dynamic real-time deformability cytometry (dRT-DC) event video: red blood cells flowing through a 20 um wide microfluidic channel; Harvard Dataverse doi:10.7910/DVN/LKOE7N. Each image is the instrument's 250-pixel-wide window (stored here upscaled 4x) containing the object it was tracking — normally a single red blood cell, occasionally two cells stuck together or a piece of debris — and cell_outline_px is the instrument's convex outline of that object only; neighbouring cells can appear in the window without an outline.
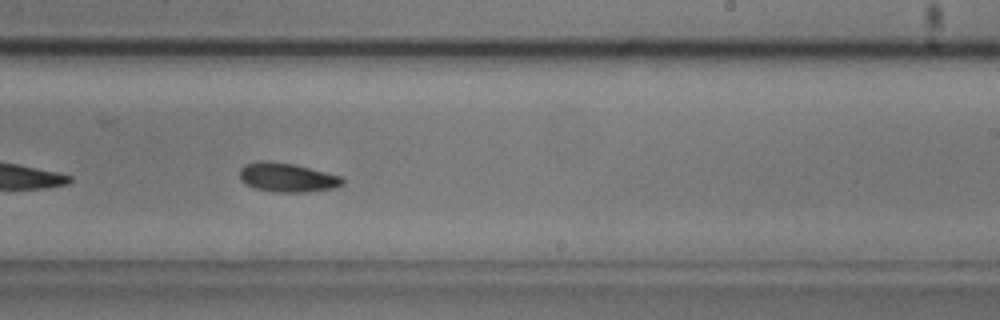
{"species": "common noctule bat (a hibernating species)", "species_latin": "Nyctalus noctula", "temperature_condition": "cold", "stored_images_in_passage": 31, "camera_frame_rate_fps": 3000, "um_per_image_px": 0.085, "animal": {"sex": "male", "body_mass_g": 20.5, "forearm_length_mm": 52.5}, "frame": {"image": 1, "passage_image": 18, "time_ms": 5.667, "image_size_px": [1000, 320], "cell_outline_px": [[344, 184], [336, 188], [304, 192], [272, 192], [256, 188], [244, 184], [240, 180], [240, 168], [244, 164], [260, 160], [268, 160], [292, 164], [340, 176], [344, 180]], "centroid_in_image_um": [24.37, 15.09], "position_along_channel_um": 264.6, "area_um2": 17.46}, "authors_computed_cell_mechanics": {"area_um2": 17.34, "velocity_mm_per_s": 3.7099, "shape_relaxation_time_tau1_ms": 3.7801, "shape_relaxation_time_tau2_ms": null, "deformation_change_tau1": 0.0786, "deformation_change_tau2": null}}